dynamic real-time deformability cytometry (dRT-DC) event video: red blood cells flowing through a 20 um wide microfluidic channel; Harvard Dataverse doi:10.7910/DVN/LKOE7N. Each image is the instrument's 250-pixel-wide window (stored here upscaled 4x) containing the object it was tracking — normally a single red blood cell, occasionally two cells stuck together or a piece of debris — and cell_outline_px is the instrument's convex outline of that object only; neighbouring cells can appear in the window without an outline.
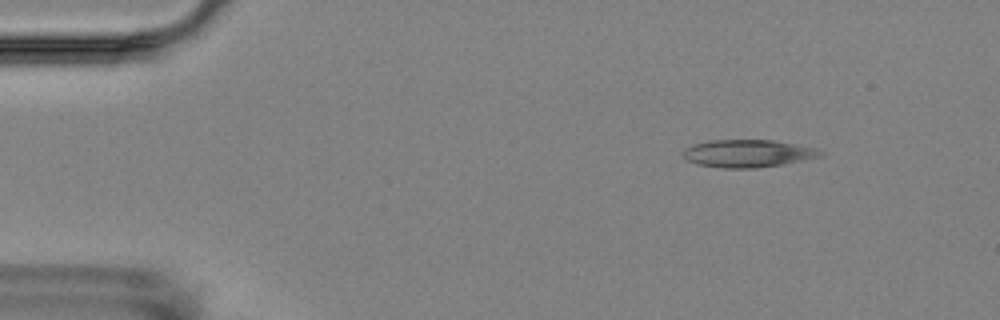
{"species": "Egyptian fruit bat (a non-hibernating species)", "species_latin": "Rousettus aegyptiacus", "temperature_condition": "room temperature", "stored_images_in_passage": 9, "camera_frame_rate_fps": 3000, "um_per_image_px": 0.085, "animal": {"sex": "female"}, "frame": {"image": 1, "passage_image": 1, "time_ms": 0.0, "image_size_px": [1000, 320], "cell_outline_px": [[824, 156], [784, 164], [756, 168], [724, 168], [696, 164], [688, 160], [684, 156], [684, 148], [692, 144], [708, 140], [772, 140], [816, 148], [824, 152]], "centroid_in_image_um": [63.58, 13.04], "position_along_channel_um": 21.4, "area_um2": 22.14}}
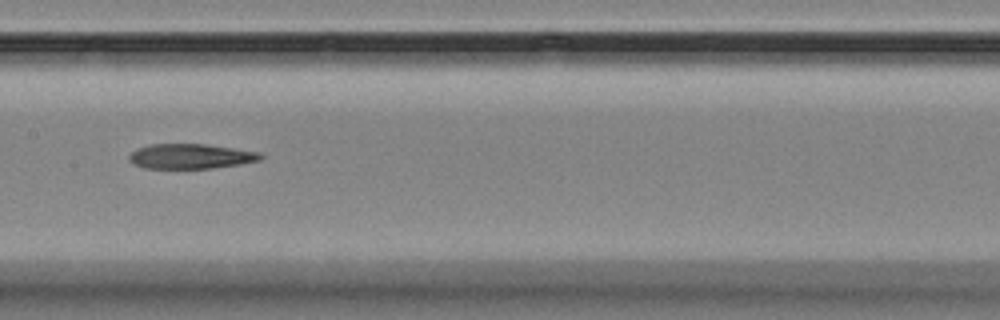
{"frame": {"image": 2, "passage_image": 7, "time_ms": 7.0, "image_size_px": [1000, 320], "cell_outline_px": [[264, 156], [260, 160], [240, 164], [212, 168], [144, 168], [132, 164], [128, 160], [128, 156], [136, 148], [148, 144], [204, 144], [260, 152]], "centroid_in_image_um": [16.16, 13.28], "position_along_channel_um": 191.2, "area_um2": 19.13}}
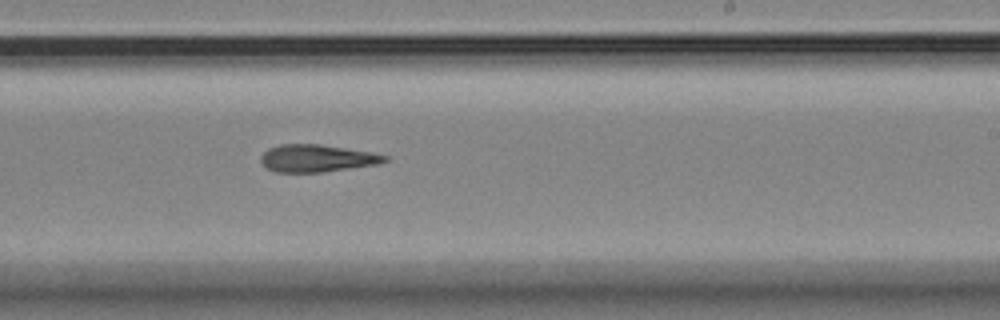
{"frame": {"image": 3, "passage_image": 9, "time_ms": 9.0, "image_size_px": [1000, 320], "cell_outline_px": [[388, 160], [376, 164], [320, 172], [276, 172], [268, 168], [260, 160], [260, 156], [268, 148], [280, 144], [320, 144], [368, 152], [388, 156]], "centroid_in_image_um": [26.88, 13.44], "position_along_channel_um": 262.1, "area_um2": 19.36}}